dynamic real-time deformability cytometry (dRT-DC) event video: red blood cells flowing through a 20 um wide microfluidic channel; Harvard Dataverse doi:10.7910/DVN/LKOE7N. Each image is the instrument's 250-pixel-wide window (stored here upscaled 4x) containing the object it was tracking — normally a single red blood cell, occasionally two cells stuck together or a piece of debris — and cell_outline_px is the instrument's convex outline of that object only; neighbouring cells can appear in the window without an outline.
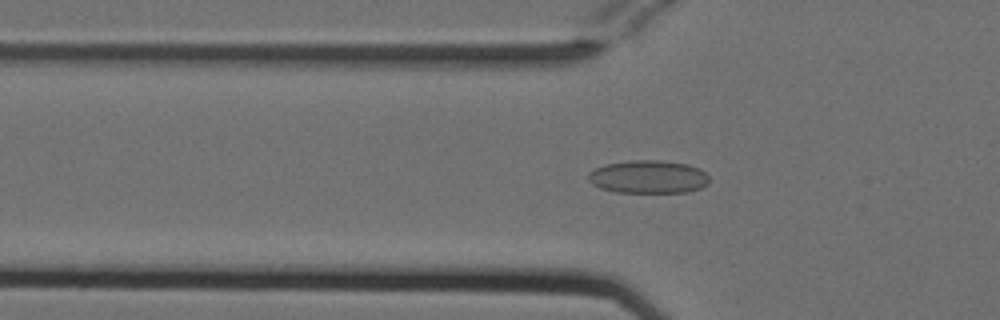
{"species": "Egyptian fruit bat (a non-hibernating species)", "species_latin": "Rousettus aegyptiacus", "temperature_condition": "cold", "stored_images_in_passage": 45, "segment_of_instrument_passage": [1, 2], "camera_frame_rate_fps": 3000, "um_per_image_px": 0.085, "animal": {"sex": "female"}, "frame": {"image": 1, "passage_image": 8, "time_ms": 2.333, "image_size_px": [1000, 320], "cell_outline_px": [[708, 184], [700, 188], [688, 192], [616, 192], [600, 188], [592, 184], [588, 180], [588, 172], [604, 164], [632, 160], [660, 160], [688, 164], [700, 168], [708, 176]], "centroid_in_image_um": [55.1, 15.03], "position_along_channel_um": 70.7, "area_um2": 23.41}}
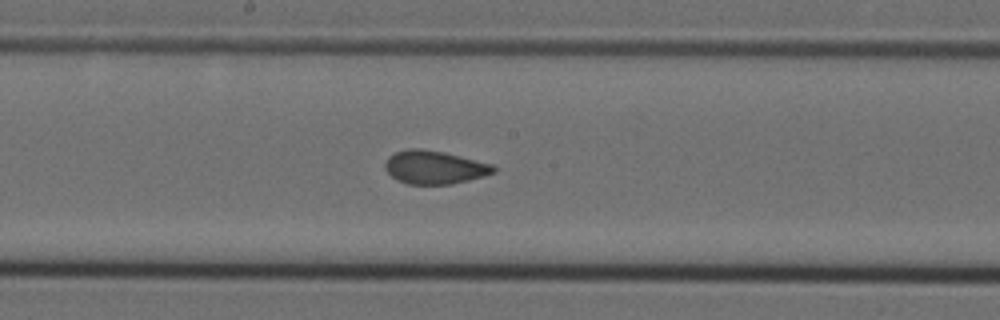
{"frame": {"image": 2, "passage_image": 19, "time_ms": 6.0, "image_size_px": [1000, 320], "cell_outline_px": [[496, 172], [484, 176], [452, 184], [408, 184], [396, 180], [384, 168], [384, 164], [388, 156], [396, 152], [408, 148], [424, 148], [444, 152], [492, 164], [496, 168]], "centroid_in_image_um": [36.91, 14.21], "position_along_channel_um": 211.3, "area_um2": 21.15}}
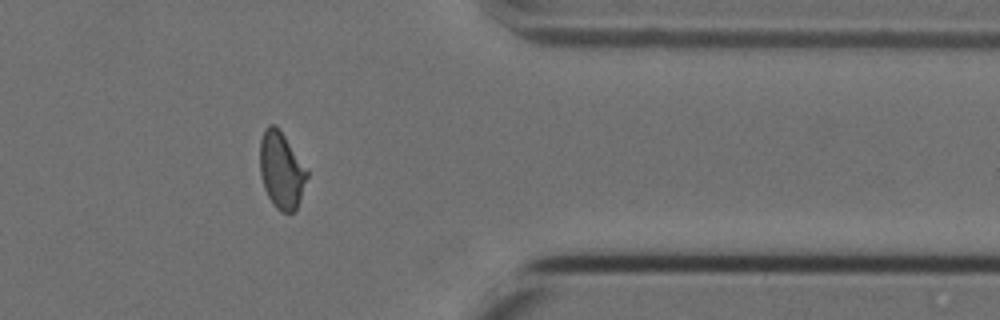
{"frame": {"image": 3, "passage_image": 34, "time_ms": 11.0, "image_size_px": [1000, 320], "cell_outline_px": [[308, 176], [300, 200], [296, 208], [292, 212], [280, 212], [276, 208], [268, 196], [264, 188], [260, 176], [260, 140], [264, 128], [268, 124], [276, 124], [308, 172]], "centroid_in_image_um": [23.89, 14.46], "position_along_channel_um": 387.5, "area_um2": 20.87}}